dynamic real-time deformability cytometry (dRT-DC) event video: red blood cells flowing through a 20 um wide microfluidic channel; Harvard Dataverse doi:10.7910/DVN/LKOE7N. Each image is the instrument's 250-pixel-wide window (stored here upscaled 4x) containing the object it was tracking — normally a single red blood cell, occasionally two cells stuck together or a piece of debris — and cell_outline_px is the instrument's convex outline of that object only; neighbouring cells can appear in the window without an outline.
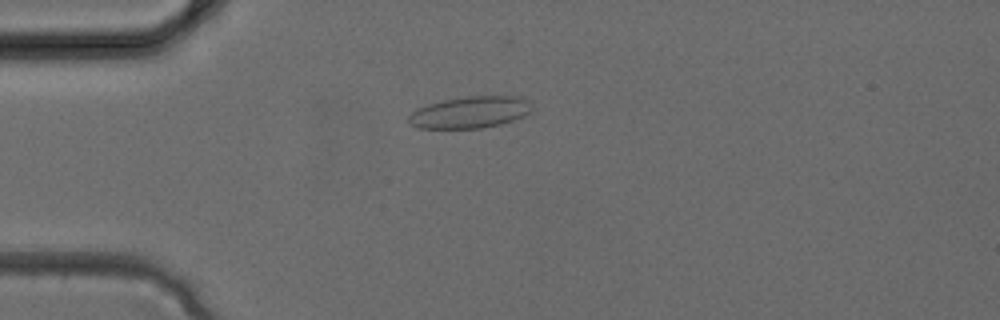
{"species": "common noctule bat (a hibernating species)", "species_latin": "Nyctalus noctula", "temperature_condition": "cold", "stored_images_in_passage": 3, "camera_frame_rate_fps": 3000, "um_per_image_px": 0.085, "animal": {"sex": "female", "body_mass_g": 24.6, "forearm_length_mm": 56.2}, "frame": {"image": 1, "passage_image": 3, "time_ms": 0.667, "image_size_px": [1000, 320], "cell_outline_px": [[532, 112], [524, 116], [500, 124], [480, 128], [416, 128], [408, 124], [408, 116], [416, 108], [428, 104], [444, 100], [468, 96], [520, 96], [532, 108]], "centroid_in_image_um": [39.91, 9.55], "position_along_channel_um": 45.1, "area_um2": 22.72}}